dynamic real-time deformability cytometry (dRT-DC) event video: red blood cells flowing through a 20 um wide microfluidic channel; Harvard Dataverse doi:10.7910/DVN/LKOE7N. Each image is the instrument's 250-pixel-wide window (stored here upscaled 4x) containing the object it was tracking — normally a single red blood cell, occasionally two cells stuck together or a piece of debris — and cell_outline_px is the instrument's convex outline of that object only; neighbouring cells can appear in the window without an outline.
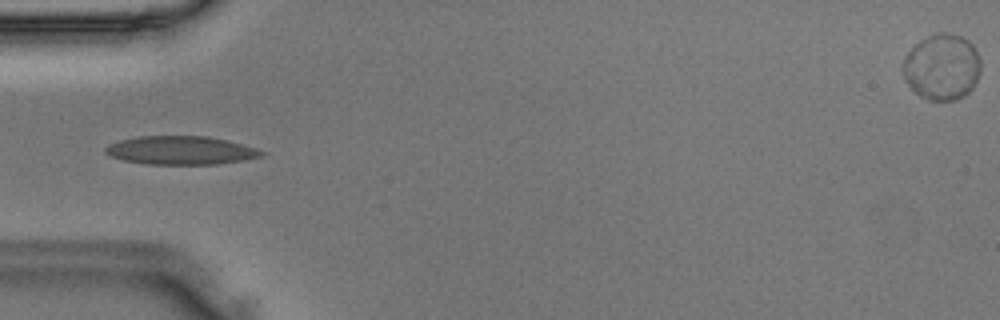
{"species": "Egyptian fruit bat (a non-hibernating species)", "species_latin": "Rousettus aegyptiacus", "temperature_condition": "room temperature", "stored_images_in_passage": 40, "camera_frame_rate_fps": 3000, "um_per_image_px": 0.085, "animal": {"sex": "male"}, "frame": {"image": 1, "passage_image": 7, "time_ms": 2.0, "image_size_px": [1000, 320], "cell_outline_px": [[268, 152], [264, 156], [244, 160], [216, 164], [148, 164], [124, 160], [112, 156], [104, 152], [104, 148], [108, 144], [120, 140], [140, 136], [208, 136], [228, 140], [256, 148]], "centroid_in_image_um": [15.41, 12.77], "position_along_channel_um": 69.6, "area_um2": 25.95}}
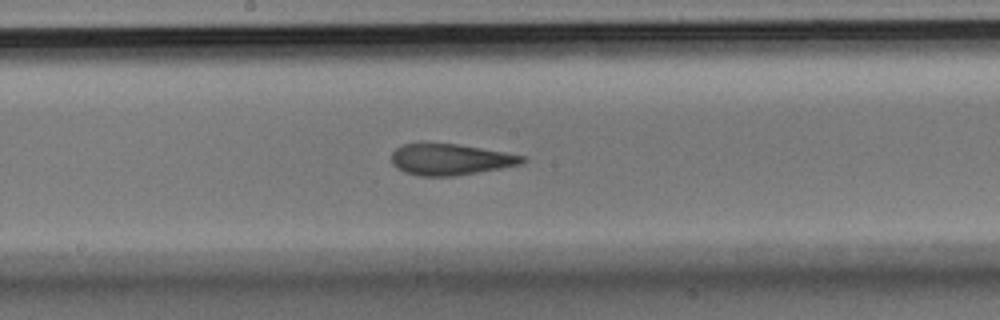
{"frame": {"image": 2, "passage_image": 17, "time_ms": 5.333, "image_size_px": [1000, 320], "cell_outline_px": [[528, 160], [520, 164], [500, 168], [452, 176], [420, 176], [404, 172], [396, 168], [392, 164], [392, 152], [396, 148], [404, 144], [456, 144], [504, 152], [524, 156]], "centroid_in_image_um": [38.26, 13.56], "position_along_channel_um": 209.9, "area_um2": 23.41}}
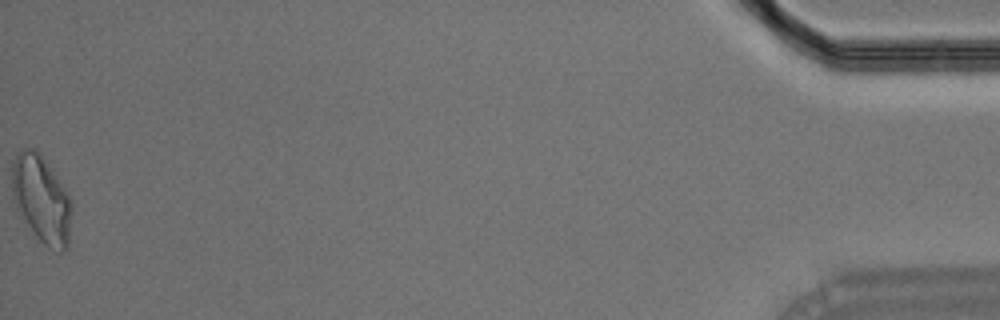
{"frame": {"image": 3, "passage_image": 40, "time_ms": 13.0, "image_size_px": [1000, 320], "cell_outline_px": [[72, 212], [68, 248], [64, 252], [60, 252], [44, 244], [36, 236], [16, 212], [12, 196], [12, 160], [16, 152], [24, 148], [36, 148], [40, 152], [72, 200]], "centroid_in_image_um": [3.51, 16.93], "position_along_channel_um": 431.7, "area_um2": 30.92}}